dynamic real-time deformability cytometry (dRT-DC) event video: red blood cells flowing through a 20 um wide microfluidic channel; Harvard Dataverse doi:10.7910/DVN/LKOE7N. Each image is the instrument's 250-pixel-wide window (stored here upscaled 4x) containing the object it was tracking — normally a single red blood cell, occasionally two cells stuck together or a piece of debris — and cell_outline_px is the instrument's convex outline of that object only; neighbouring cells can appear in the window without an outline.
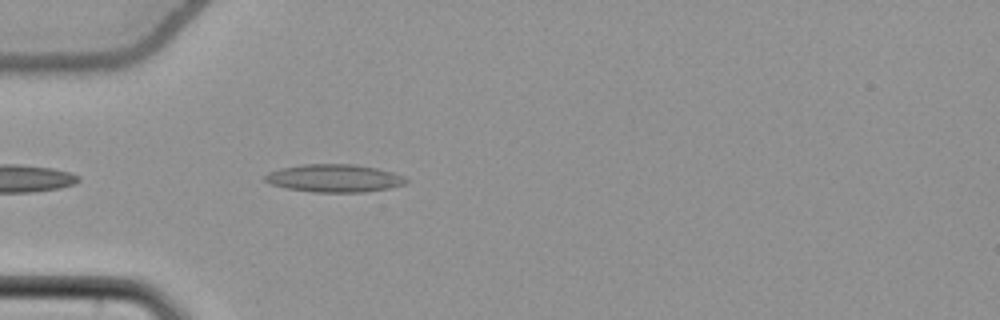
{"species": "common noctule bat (a hibernating species)", "species_latin": "Nyctalus noctula", "temperature_condition": "cold", "stored_images_in_passage": 5, "camera_frame_rate_fps": 3000, "um_per_image_px": 0.085, "animal": {"sex": "female", "body_mass_g": 22.7, "forearm_length_mm": 54.2}, "frame": {"image": 1, "passage_image": 1, "time_ms": 0.0, "image_size_px": [1000, 320], "cell_outline_px": [[408, 184], [388, 188], [364, 192], [312, 192], [288, 188], [272, 184], [264, 180], [264, 176], [268, 172], [280, 168], [300, 164], [352, 164], [376, 168], [392, 172], [404, 176], [408, 180]], "centroid_in_image_um": [28.42, 15.14], "position_along_channel_um": 56.6, "area_um2": 22.89}}
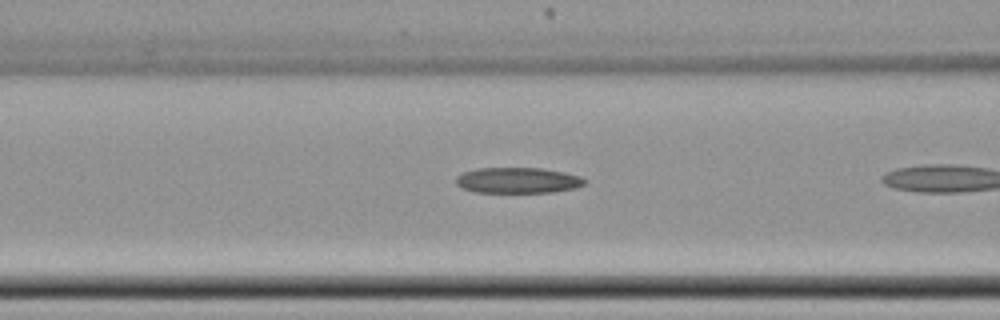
{"frame": {"image": 2, "passage_image": 4, "time_ms": 1.0, "image_size_px": [1000, 320], "cell_outline_px": [[588, 180], [584, 184], [576, 188], [552, 192], [476, 192], [464, 188], [456, 184], [456, 176], [464, 172], [476, 168], [540, 168], [564, 172], [580, 176]], "centroid_in_image_um": [44.04, 15.32], "position_along_channel_um": 122.6, "area_um2": 19.25}}